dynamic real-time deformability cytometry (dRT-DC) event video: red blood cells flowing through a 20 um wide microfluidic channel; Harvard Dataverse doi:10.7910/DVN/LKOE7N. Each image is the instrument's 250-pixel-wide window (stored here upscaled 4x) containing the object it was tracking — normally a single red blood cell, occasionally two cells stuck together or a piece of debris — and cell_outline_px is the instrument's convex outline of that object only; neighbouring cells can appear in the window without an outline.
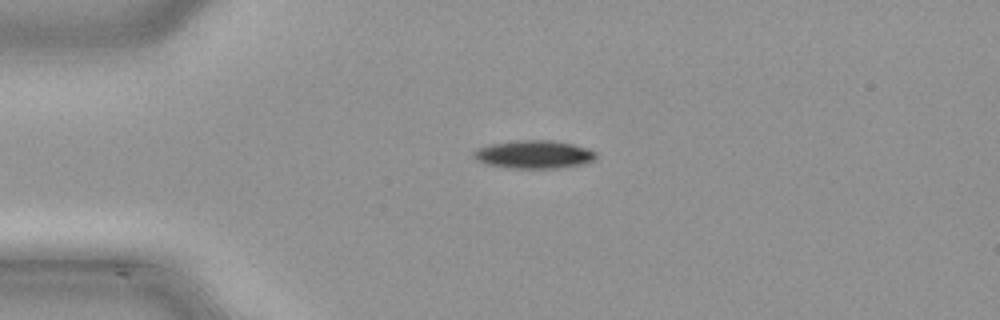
{"species": "common noctule bat (a hibernating species)", "species_latin": "Nyctalus noctula", "temperature_condition": "cold", "stored_images_in_passage": 38, "camera_frame_rate_fps": 3000, "um_per_image_px": 0.085, "animal": {"sex": "male", "body_mass_g": 21.5, "forearm_length_mm": 52.0}, "frame": {"image": 1, "passage_image": 1, "time_ms": 0.0, "image_size_px": [1000, 320], "cell_outline_px": [[596, 160], [584, 164], [560, 168], [508, 168], [484, 164], [476, 160], [472, 156], [472, 152], [480, 148], [492, 144], [520, 140], [552, 140], [572, 144], [588, 148], [596, 152]], "centroid_in_image_um": [45.41, 13.14], "position_along_channel_um": 39.6, "area_um2": 20.17}}
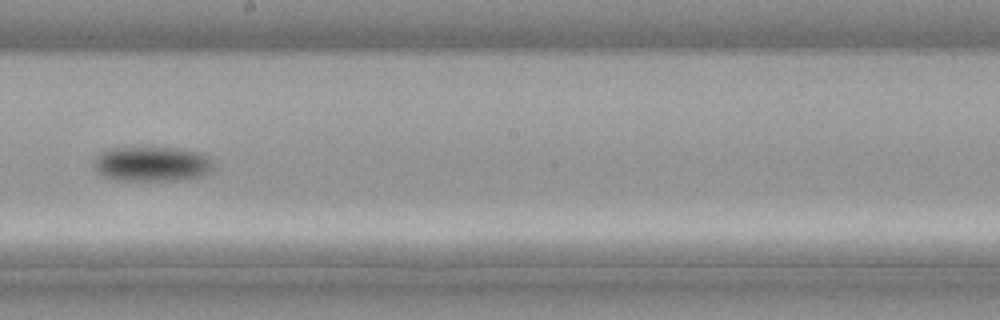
{"frame": {"image": 2, "passage_image": 17, "time_ms": 5.333, "image_size_px": [1000, 320], "cell_outline_px": [[212, 172], [200, 176], [176, 180], [124, 180], [104, 176], [92, 164], [96, 156], [100, 152], [108, 148], [176, 148], [208, 156], [212, 164]], "centroid_in_image_um": [12.89, 13.93], "position_along_channel_um": 235.3, "area_um2": 23.81}}
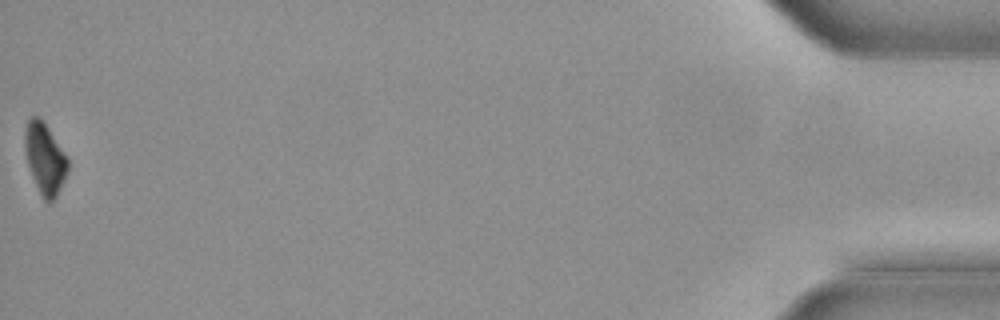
{"frame": {"image": 3, "passage_image": 38, "time_ms": 12.333, "image_size_px": [1000, 320], "cell_outline_px": [[68, 168], [64, 180], [56, 196], [52, 200], [44, 200], [32, 176], [28, 164], [24, 144], [24, 132], [28, 120], [32, 116], [40, 116], [44, 120], [68, 156]], "centroid_in_image_um": [3.82, 13.39], "position_along_channel_um": 431.4, "area_um2": 17.74}}